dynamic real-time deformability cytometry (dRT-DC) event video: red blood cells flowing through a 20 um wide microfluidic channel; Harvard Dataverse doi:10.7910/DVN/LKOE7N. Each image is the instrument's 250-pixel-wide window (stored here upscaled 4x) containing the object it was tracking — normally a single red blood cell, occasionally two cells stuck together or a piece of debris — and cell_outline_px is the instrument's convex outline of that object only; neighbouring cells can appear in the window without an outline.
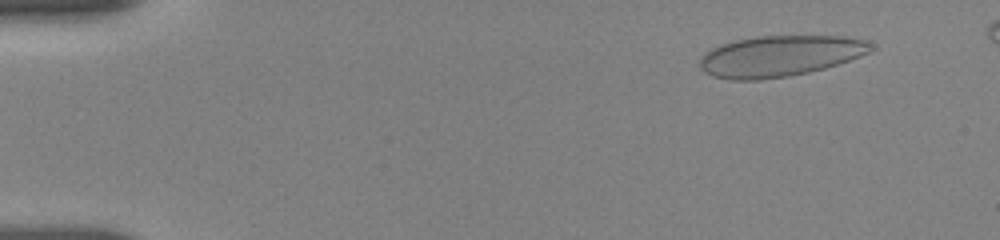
{"species": "human", "species_latin": "Homo sapiens", "temperature_condition": "room temperature", "stored_images_in_passage": 55, "camera_frame_rate_fps": 3000, "um_per_image_px": 0.085, "donor": {"sex": "female"}, "frame": {"image": 1, "passage_image": 5, "time_ms": 1.333, "image_size_px": [1000, 240], "cell_outline_px": [[876, 48], [860, 56], [824, 68], [808, 72], [788, 76], [760, 80], [732, 80], [712, 76], [704, 72], [700, 68], [700, 60], [704, 52], [720, 44], [736, 40], [756, 36], [844, 36], [864, 40], [872, 44]], "centroid_in_image_um": [66.25, 4.76], "position_along_channel_um": 18.7, "area_um2": 40.81}}
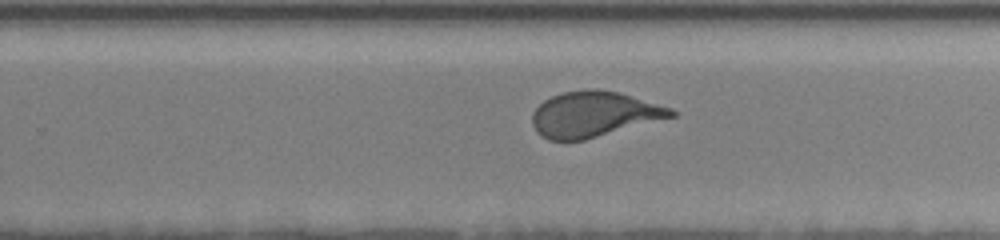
{"frame": {"image": 2, "passage_image": 35, "time_ms": 11.333, "image_size_px": [1000, 240], "cell_outline_px": [[676, 116], [584, 140], [548, 140], [540, 136], [536, 132], [532, 124], [532, 112], [544, 100], [552, 96], [564, 92], [584, 88], [596, 88], [620, 92], [672, 108], [676, 112]], "centroid_in_image_um": [50.47, 9.7], "position_along_channel_um": 279.3, "area_um2": 37.05}}
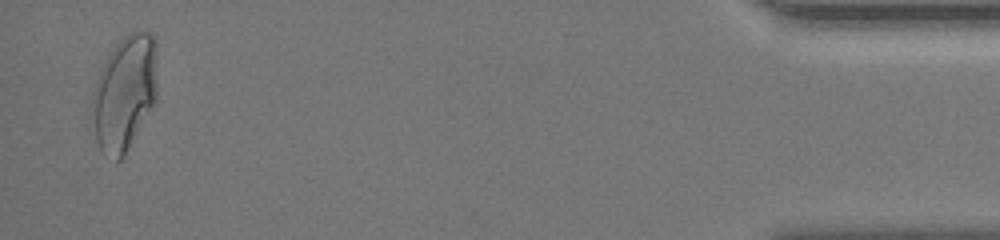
{"frame": {"image": 3, "passage_image": 53, "time_ms": 17.333, "image_size_px": [1000, 240], "cell_outline_px": [[156, 100], [124, 156], [116, 164], [104, 156], [96, 140], [92, 104], [92, 92], [96, 80], [104, 60], [112, 48], [128, 32], [136, 28], [152, 32], [156, 36]], "centroid_in_image_um": [10.6, 7.86], "position_along_channel_um": 424.6, "area_um2": 44.33}}